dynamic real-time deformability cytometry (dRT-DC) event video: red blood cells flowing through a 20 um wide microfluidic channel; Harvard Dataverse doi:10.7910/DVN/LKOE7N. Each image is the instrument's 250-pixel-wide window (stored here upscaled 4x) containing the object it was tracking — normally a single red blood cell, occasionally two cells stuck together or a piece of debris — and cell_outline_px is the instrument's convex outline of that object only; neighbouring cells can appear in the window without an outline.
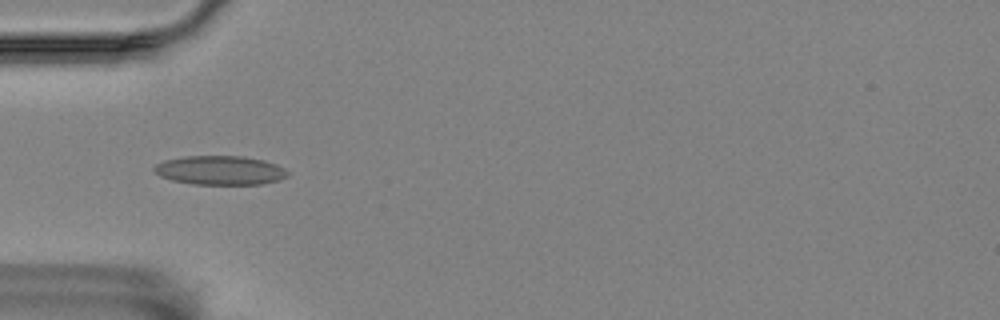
{"species": "Egyptian fruit bat (a non-hibernating species)", "species_latin": "Rousettus aegyptiacus", "temperature_condition": "room temperature", "stored_images_in_passage": 8, "camera_frame_rate_fps": 3000, "um_per_image_px": 0.085, "animal": {"sex": "female"}, "frame": {"image": 1, "passage_image": 5, "time_ms": 1.333, "image_size_px": [1000, 320], "cell_outline_px": [[288, 176], [280, 180], [260, 184], [192, 184], [172, 180], [160, 176], [152, 168], [156, 164], [164, 160], [184, 156], [244, 156], [264, 160], [276, 164], [284, 168], [288, 172]], "centroid_in_image_um": [18.71, 14.47], "position_along_channel_um": 66.3, "area_um2": 22.66}}
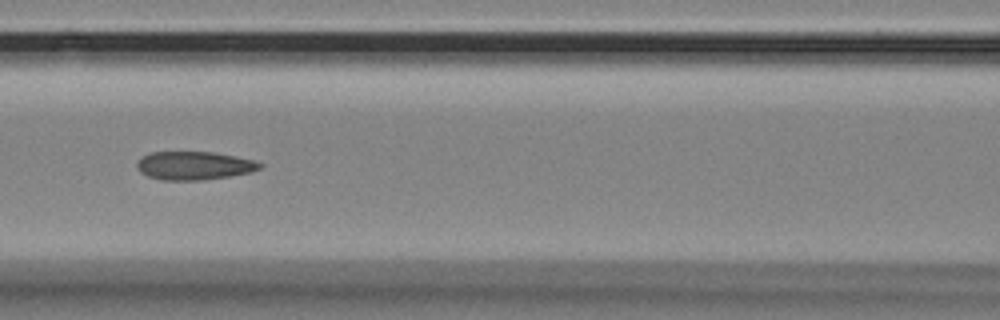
{"frame": {"image": 2, "passage_image": 7, "time_ms": 2.0, "image_size_px": [1000, 320], "cell_outline_px": [[264, 164], [260, 168], [252, 172], [204, 180], [164, 180], [148, 176], [140, 172], [136, 164], [144, 156], [152, 152], [216, 152], [252, 160]], "centroid_in_image_um": [16.52, 14.08], "position_along_channel_um": 150.1, "area_um2": 20.11}}
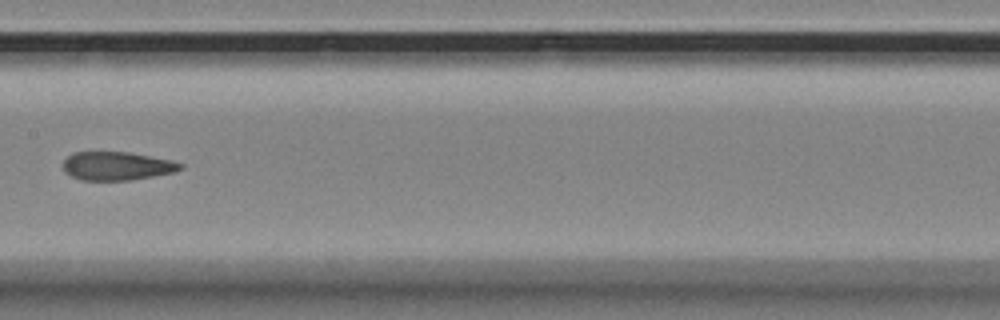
{"frame": {"image": 3, "passage_image": 8, "time_ms": 2.333, "image_size_px": [1000, 320], "cell_outline_px": [[184, 168], [176, 172], [128, 180], [80, 180], [64, 172], [64, 160], [72, 152], [128, 152], [168, 160], [184, 164]], "centroid_in_image_um": [9.92, 14.11], "position_along_channel_um": 197.5, "area_um2": 19.31}}